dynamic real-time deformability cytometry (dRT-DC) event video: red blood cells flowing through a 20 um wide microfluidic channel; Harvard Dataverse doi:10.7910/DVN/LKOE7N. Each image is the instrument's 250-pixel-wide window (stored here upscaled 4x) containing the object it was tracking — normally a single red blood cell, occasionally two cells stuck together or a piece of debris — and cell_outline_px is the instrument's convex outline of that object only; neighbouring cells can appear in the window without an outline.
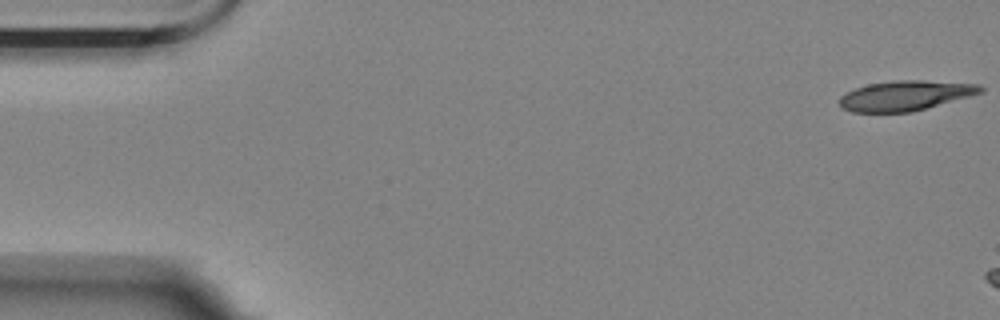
{"species": "Egyptian fruit bat (a non-hibernating species)", "species_latin": "Rousettus aegyptiacus", "temperature_condition": "room temperature", "stored_images_in_passage": 11, "camera_frame_rate_fps": 3000, "um_per_image_px": 0.085, "animal": {"sex": "female"}, "frame": {"image": 1, "passage_image": 1, "time_ms": 0.0, "image_size_px": [1000, 320], "cell_outline_px": [[984, 92], [912, 112], [852, 112], [840, 108], [836, 100], [840, 96], [856, 88], [868, 84], [896, 80], [920, 80], [980, 84], [984, 88]], "centroid_in_image_um": [76.92, 8.13], "position_along_channel_um": 8.1, "area_um2": 24.74}}